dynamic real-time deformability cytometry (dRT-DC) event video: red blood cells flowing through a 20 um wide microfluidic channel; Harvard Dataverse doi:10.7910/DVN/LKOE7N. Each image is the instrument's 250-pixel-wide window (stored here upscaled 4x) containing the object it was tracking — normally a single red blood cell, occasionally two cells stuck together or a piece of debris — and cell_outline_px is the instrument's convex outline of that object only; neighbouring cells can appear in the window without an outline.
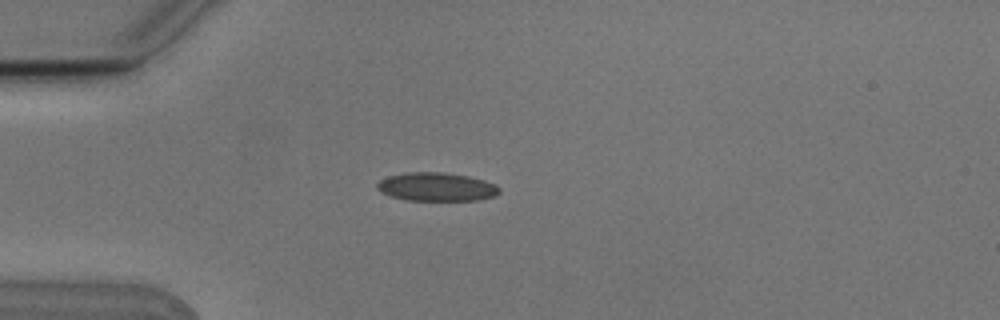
{"species": "Egyptian fruit bat (a non-hibernating species)", "species_latin": "Rousettus aegyptiacus", "temperature_condition": "cold", "stored_images_in_passage": 6, "camera_frame_rate_fps": 3000, "um_per_image_px": 0.085, "animal": {"sex": "male"}, "frame": {"image": 1, "passage_image": 3, "time_ms": 0.667, "image_size_px": [1000, 320], "cell_outline_px": [[500, 192], [496, 196], [476, 200], [408, 200], [392, 196], [380, 192], [376, 188], [376, 184], [380, 180], [388, 176], [408, 172], [444, 172], [468, 176], [484, 180], [496, 184], [500, 188]], "centroid_in_image_um": [37.12, 15.88], "position_along_channel_um": 47.9, "area_um2": 20.35}}
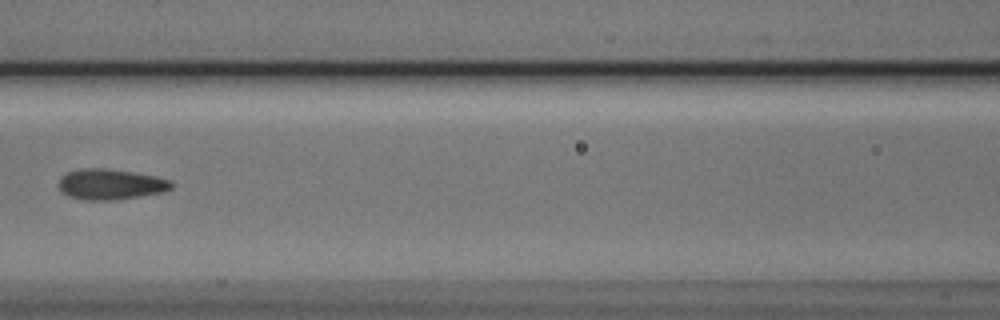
{"frame": {"image": 2, "passage_image": 6, "time_ms": 1.667, "image_size_px": [1000, 320], "cell_outline_px": [[172, 188], [164, 192], [140, 196], [112, 200], [88, 200], [68, 196], [60, 188], [60, 176], [68, 172], [80, 168], [104, 168], [132, 172], [156, 176], [172, 180]], "centroid_in_image_um": [9.43, 15.66], "position_along_channel_um": 157.2, "area_um2": 20.0}}